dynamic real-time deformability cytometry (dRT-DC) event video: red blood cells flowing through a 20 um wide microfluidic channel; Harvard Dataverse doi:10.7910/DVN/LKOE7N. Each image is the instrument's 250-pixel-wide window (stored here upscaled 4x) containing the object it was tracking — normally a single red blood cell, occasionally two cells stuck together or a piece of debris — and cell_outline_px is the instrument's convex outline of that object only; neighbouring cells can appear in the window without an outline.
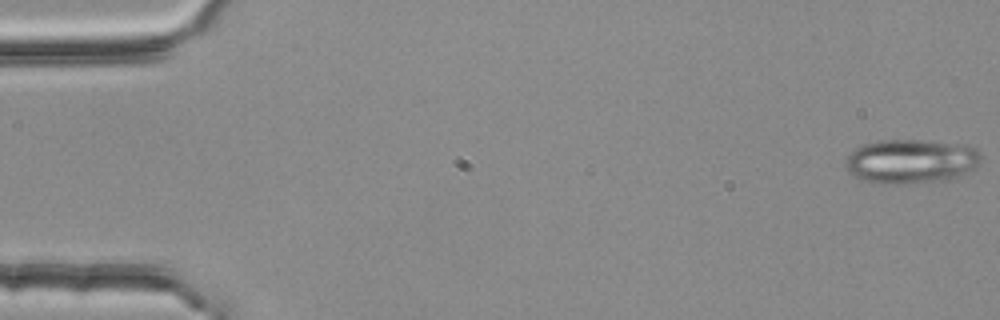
{"species": "common noctule bat (a hibernating species)", "species_latin": "Nyctalus noctula", "temperature_condition": "room temperature", "stored_images_in_passage": 4, "camera_frame_rate_fps": 3000, "um_per_image_px": 0.085, "animal": {"sex": "female", "body_mass_g": 25.1}, "frame": {"image": 1, "passage_image": 1, "time_ms": 0.0, "image_size_px": [1000, 320], "cell_outline_px": [[980, 160], [976, 168], [968, 172], [948, 180], [900, 184], [884, 184], [864, 180], [848, 172], [844, 164], [848, 156], [856, 148], [864, 144], [880, 140], [920, 140], [964, 144], [976, 148], [980, 152]], "centroid_in_image_um": [77.46, 13.71], "position_along_channel_um": 7.5, "area_um2": 35.03}}